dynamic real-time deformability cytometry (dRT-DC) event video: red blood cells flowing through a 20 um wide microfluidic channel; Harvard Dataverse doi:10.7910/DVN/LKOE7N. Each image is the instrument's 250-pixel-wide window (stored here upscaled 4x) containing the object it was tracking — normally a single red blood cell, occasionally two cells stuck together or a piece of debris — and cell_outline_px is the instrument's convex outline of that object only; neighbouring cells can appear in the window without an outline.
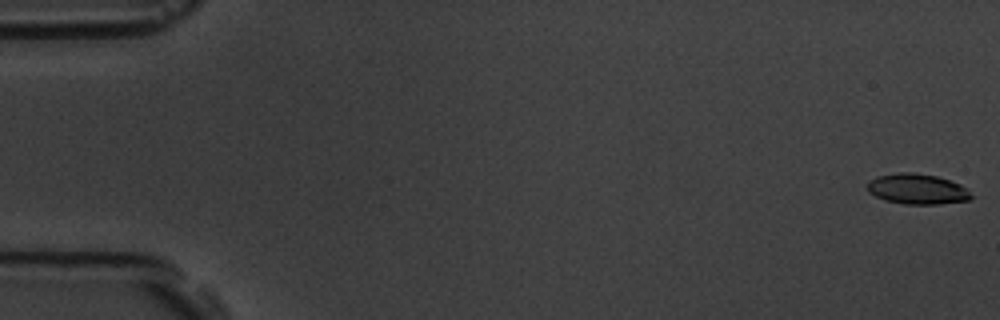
{"species": "common noctule bat (a hibernating species)", "species_latin": "Nyctalus noctula", "temperature_condition": "room temperature", "stored_images_in_passage": 5, "camera_frame_rate_fps": 3000, "um_per_image_px": 0.085, "animal": {"sex": "male", "body_mass_g": 19.5, "forearm_length_mm": 54.6}, "frame": {"image": 1, "passage_image": 1, "time_ms": 0.0, "image_size_px": [1000, 320], "cell_outline_px": [[972, 196], [968, 200], [940, 204], [904, 204], [884, 200], [868, 192], [868, 180], [876, 176], [900, 172], [912, 172], [936, 176], [960, 184]], "centroid_in_image_um": [77.91, 16.06], "position_along_channel_um": 7.1, "area_um2": 18.26}}
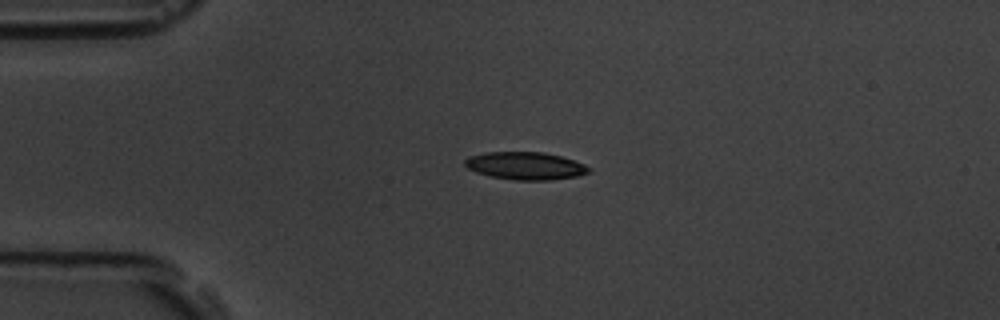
{"frame": {"image": 2, "passage_image": 4, "time_ms": 4.333, "image_size_px": [1000, 320], "cell_outline_px": [[592, 172], [580, 176], [552, 180], [512, 180], [488, 176], [476, 172], [468, 168], [464, 164], [464, 160], [468, 156], [484, 152], [544, 152], [560, 156], [584, 164], [592, 168]], "centroid_in_image_um": [44.67, 14.1], "position_along_channel_um": 40.3, "area_um2": 20.29}}